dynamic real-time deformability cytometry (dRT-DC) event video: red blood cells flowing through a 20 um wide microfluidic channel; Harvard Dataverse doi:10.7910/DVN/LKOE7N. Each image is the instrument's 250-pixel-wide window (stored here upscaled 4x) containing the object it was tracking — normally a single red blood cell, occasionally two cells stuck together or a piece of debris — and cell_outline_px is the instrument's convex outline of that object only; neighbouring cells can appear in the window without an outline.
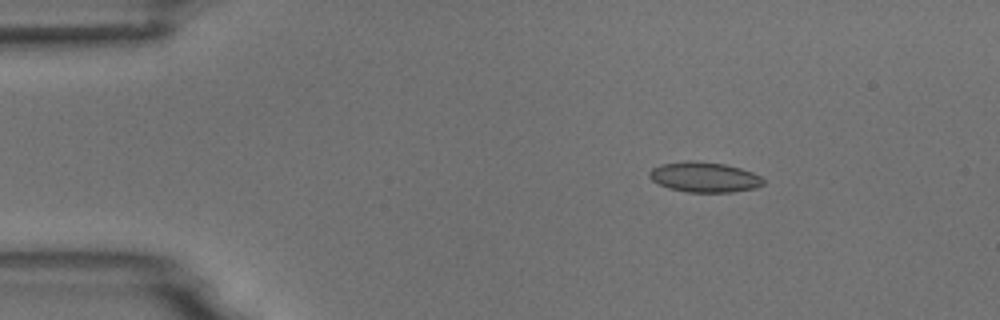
{"species": "common noctule bat (a hibernating species)", "species_latin": "Nyctalus noctula", "temperature_condition": "room temperature", "stored_images_in_passage": 8, "camera_frame_rate_fps": 3000, "um_per_image_px": 0.085, "animal": {"sex": "male", "body_mass_g": 18.8}, "frame": {"image": 1, "passage_image": 3, "time_ms": 2.333, "image_size_px": [1000, 320], "cell_outline_px": [[764, 184], [756, 188], [732, 192], [688, 192], [668, 188], [652, 180], [648, 176], [648, 172], [652, 168], [664, 164], [688, 160], [724, 164], [740, 168], [752, 172], [760, 176], [764, 180]], "centroid_in_image_um": [59.88, 15.06], "position_along_channel_um": 25.1, "area_um2": 19.94}}
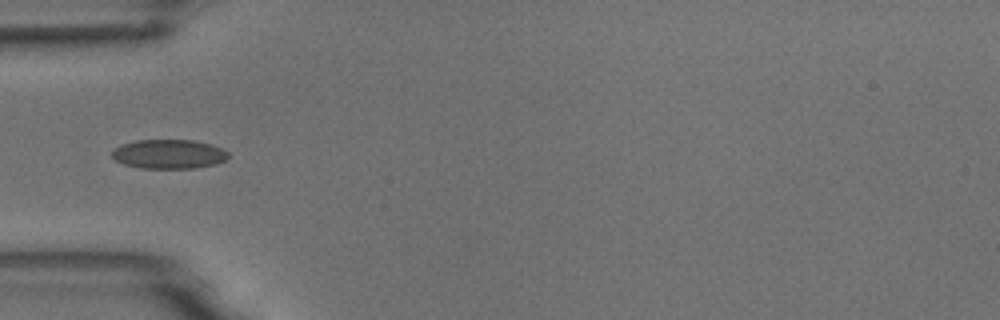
{"frame": {"image": 2, "passage_image": 5, "time_ms": 5.333, "image_size_px": [1000, 320], "cell_outline_px": [[228, 156], [224, 160], [216, 164], [192, 168], [140, 168], [124, 164], [116, 160], [112, 156], [112, 152], [120, 144], [136, 140], [192, 140], [212, 144], [228, 152]], "centroid_in_image_um": [14.34, 13.09], "position_along_channel_um": 70.7, "area_um2": 19.71}}